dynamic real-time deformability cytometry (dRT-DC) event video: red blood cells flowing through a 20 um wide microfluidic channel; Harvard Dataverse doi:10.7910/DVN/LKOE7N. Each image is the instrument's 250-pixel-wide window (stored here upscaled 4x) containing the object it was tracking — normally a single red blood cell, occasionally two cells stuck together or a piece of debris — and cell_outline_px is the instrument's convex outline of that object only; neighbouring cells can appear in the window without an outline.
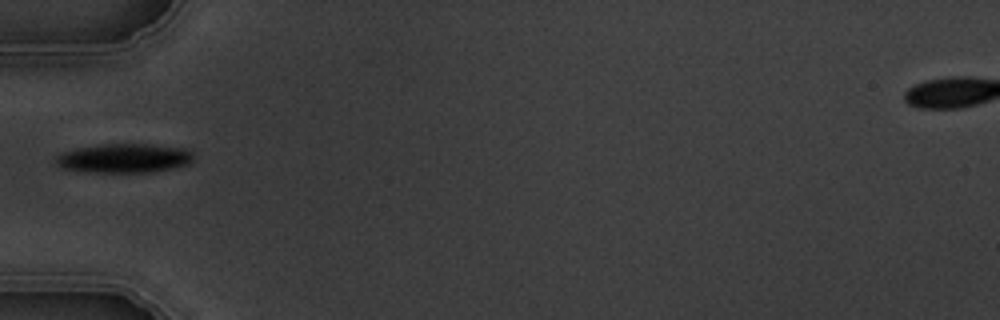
{"species": "common noctule bat (a hibernating species)", "species_latin": "Nyctalus noctula", "temperature_condition": "warm", "stored_images_in_passage": 2, "camera_frame_rate_fps": 3000, "um_per_image_px": 0.085, "animal": {"sex": "male", "body_mass_g": 19.5, "forearm_length_mm": 54.6}, "frame": {"image": 1, "passage_image": 1, "time_ms": 0.0, "image_size_px": [1000, 320], "cell_outline_px": [[192, 160], [188, 164], [148, 172], [88, 172], [64, 168], [56, 164], [56, 156], [60, 152], [76, 148], [100, 144], [148, 144], [184, 148], [192, 152]], "centroid_in_image_um": [10.5, 13.43], "position_along_channel_um": 74.5, "area_um2": 23.18}}